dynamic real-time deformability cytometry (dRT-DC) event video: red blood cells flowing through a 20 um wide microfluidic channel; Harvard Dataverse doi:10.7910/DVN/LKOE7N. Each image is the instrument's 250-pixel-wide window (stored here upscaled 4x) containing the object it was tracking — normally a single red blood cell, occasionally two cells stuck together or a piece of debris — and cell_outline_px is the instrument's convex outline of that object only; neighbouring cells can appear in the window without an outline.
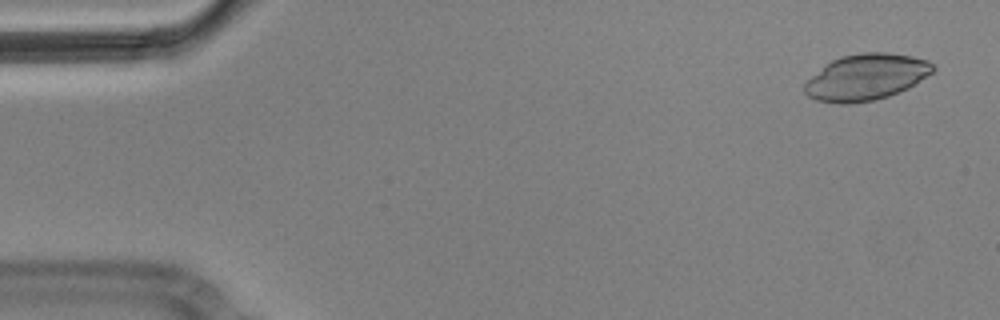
{"species": "Egyptian fruit bat (a non-hibernating species)", "species_latin": "Rousettus aegyptiacus", "temperature_condition": "cold", "stored_images_in_passage": 6, "camera_frame_rate_fps": 3000, "um_per_image_px": 0.085, "animal": {"sex": "male"}, "frame": {"image": 1, "passage_image": 1, "time_ms": 0.0, "image_size_px": [1000, 320], "cell_outline_px": [[936, 68], [932, 72], [908, 88], [888, 96], [876, 100], [848, 104], [840, 104], [816, 100], [808, 96], [804, 92], [804, 84], [812, 76], [832, 60], [840, 56], [860, 52], [888, 52], [912, 56], [928, 60]], "centroid_in_image_um": [73.62, 6.55], "position_along_channel_um": 11.4, "area_um2": 34.51}}